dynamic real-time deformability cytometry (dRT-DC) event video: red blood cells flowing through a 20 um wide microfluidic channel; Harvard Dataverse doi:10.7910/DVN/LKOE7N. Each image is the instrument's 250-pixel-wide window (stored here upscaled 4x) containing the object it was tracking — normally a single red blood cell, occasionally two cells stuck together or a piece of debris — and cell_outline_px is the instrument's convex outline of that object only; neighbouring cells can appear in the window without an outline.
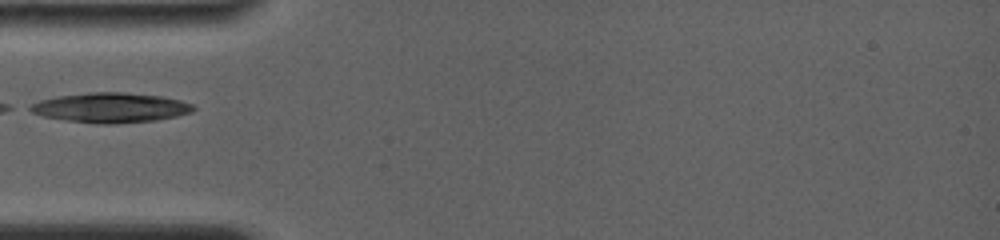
{"species": "common noctule bat (a hibernating species)", "species_latin": "Nyctalus noctula", "temperature_condition": "room temperature", "stored_images_in_passage": 13, "camera_frame_rate_fps": 4000, "um_per_image_px": 0.085, "animal": {"sex": "female", "body_mass_g": 19.0, "forearm_length_mm": 56.7}, "frame": {"image": 1, "passage_image": 1, "time_ms": 0.0, "image_size_px": [1000, 240], "cell_outline_px": [[196, 108], [192, 112], [176, 116], [156, 120], [116, 124], [96, 124], [64, 120], [44, 116], [32, 112], [24, 108], [40, 100], [60, 96], [88, 92], [124, 92], [160, 96], [180, 100], [192, 104]], "centroid_in_image_um": [9.39, 9.16], "position_along_channel_um": 75.6, "area_um2": 28.44}}
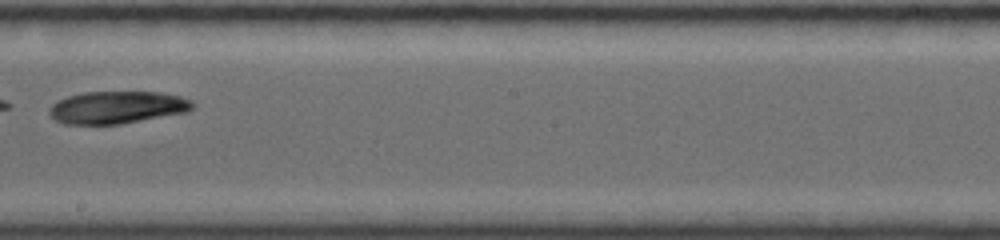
{"frame": {"image": 2, "passage_image": 8, "time_ms": 4.25, "image_size_px": [1000, 240], "cell_outline_px": [[196, 108], [188, 112], [120, 124], [64, 124], [56, 120], [48, 112], [48, 108], [56, 100], [68, 96], [84, 92], [160, 92], [180, 96], [192, 100], [196, 104]], "centroid_in_image_um": [9.99, 9.12], "position_along_channel_um": 238.2, "area_um2": 27.34}}
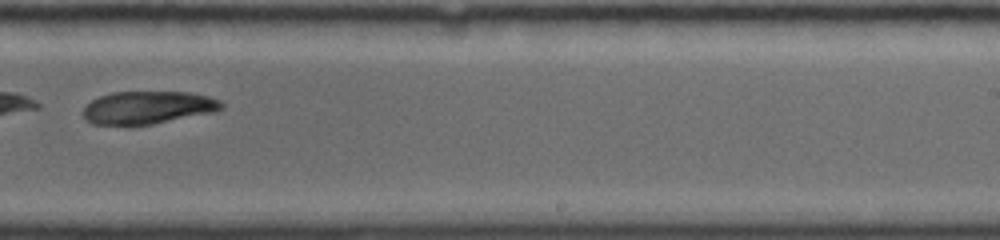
{"frame": {"image": 3, "passage_image": 10, "time_ms": 5.25, "image_size_px": [1000, 240], "cell_outline_px": [[224, 108], [216, 112], [152, 124], [92, 124], [84, 120], [84, 108], [92, 100], [100, 96], [112, 92], [188, 92], [208, 96], [220, 100], [224, 104]], "centroid_in_image_um": [12.61, 9.13], "position_along_channel_um": 276.4, "area_um2": 26.36}}